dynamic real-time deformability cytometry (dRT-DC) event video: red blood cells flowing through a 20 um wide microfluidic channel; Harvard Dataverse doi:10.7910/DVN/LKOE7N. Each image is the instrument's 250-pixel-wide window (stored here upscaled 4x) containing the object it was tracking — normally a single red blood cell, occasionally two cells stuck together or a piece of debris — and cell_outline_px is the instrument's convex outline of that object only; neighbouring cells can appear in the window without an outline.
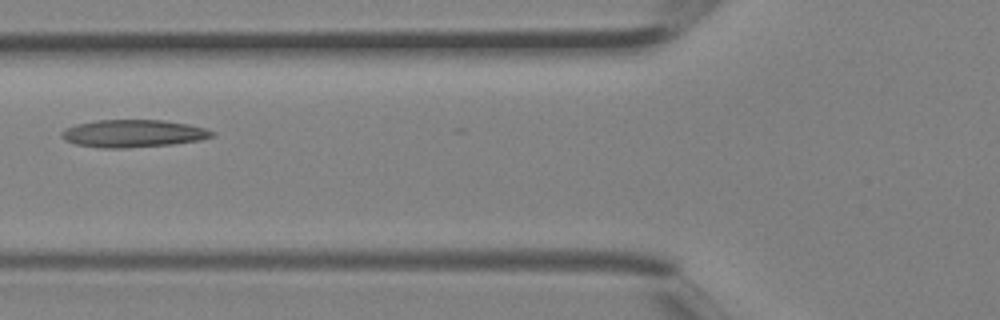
{"species": "Egyptian fruit bat (a non-hibernating species)", "species_latin": "Rousettus aegyptiacus", "temperature_condition": "room temperature", "stored_images_in_passage": 4, "camera_frame_rate_fps": 3000, "um_per_image_px": 0.085, "animal": {"sex": "female"}, "frame": {"image": 1, "passage_image": 4, "time_ms": 1.0, "image_size_px": [1000, 320], "cell_outline_px": [[216, 136], [200, 140], [172, 144], [124, 148], [100, 148], [76, 144], [64, 140], [60, 136], [60, 132], [76, 124], [96, 120], [164, 120], [188, 124], [204, 128], [216, 132]], "centroid_in_image_um": [11.33, 11.35], "position_along_channel_um": 114.5, "area_um2": 24.22}}